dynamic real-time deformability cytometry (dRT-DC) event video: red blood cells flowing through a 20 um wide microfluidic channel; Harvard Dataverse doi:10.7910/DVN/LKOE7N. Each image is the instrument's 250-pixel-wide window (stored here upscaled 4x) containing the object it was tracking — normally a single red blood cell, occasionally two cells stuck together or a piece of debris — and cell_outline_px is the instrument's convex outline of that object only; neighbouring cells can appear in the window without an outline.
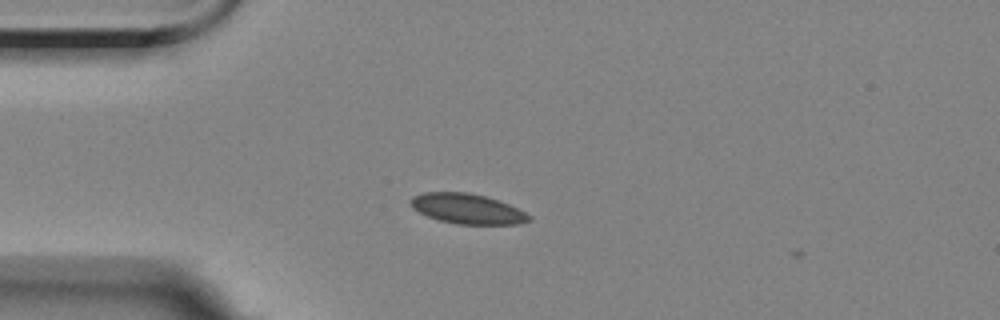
{"species": "Egyptian fruit bat (a non-hibernating species)", "species_latin": "Rousettus aegyptiacus", "temperature_condition": "room temperature", "stored_images_in_passage": 3, "camera_frame_rate_fps": 3000, "um_per_image_px": 0.085, "animal": {"sex": "female"}, "frame": {"image": 1, "passage_image": 2, "time_ms": 1.333, "image_size_px": [1000, 320], "cell_outline_px": [[532, 220], [520, 224], [456, 224], [440, 220], [428, 216], [412, 208], [412, 196], [424, 192], [468, 192], [484, 196], [508, 204], [532, 216]], "centroid_in_image_um": [39.74, 17.75], "position_along_channel_um": 45.3, "area_um2": 20.52}}